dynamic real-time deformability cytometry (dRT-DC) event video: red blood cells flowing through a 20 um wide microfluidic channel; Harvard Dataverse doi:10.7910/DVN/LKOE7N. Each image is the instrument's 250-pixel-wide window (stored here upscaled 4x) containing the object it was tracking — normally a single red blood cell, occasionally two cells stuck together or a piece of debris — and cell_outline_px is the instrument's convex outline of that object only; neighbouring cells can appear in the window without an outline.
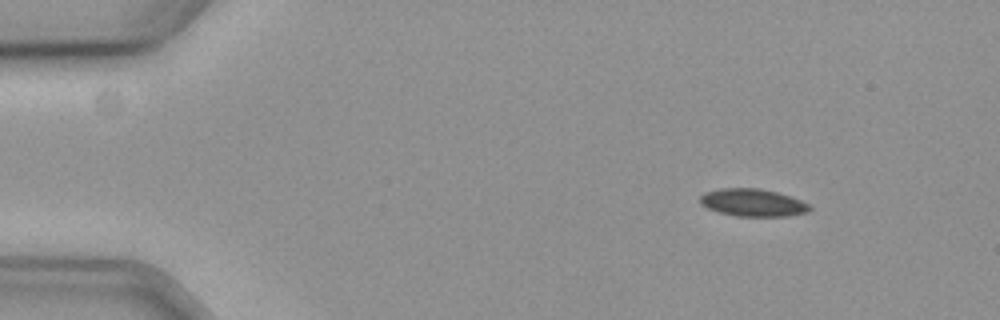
{"species": "common noctule bat (a hibernating species)", "species_latin": "Nyctalus noctula", "temperature_condition": "cold", "stored_images_in_passage": 52, "camera_frame_rate_fps": 3000, "um_per_image_px": 0.085, "animal": {"sex": "female", "body_mass_g": 19.3, "forearm_length_mm": 54.1}, "frame": {"image": 1, "passage_image": 1, "time_ms": 0.0, "image_size_px": [1000, 320], "cell_outline_px": [[812, 208], [808, 212], [788, 216], [736, 216], [720, 212], [708, 208], [700, 204], [700, 196], [704, 192], [720, 188], [760, 188], [792, 196], [808, 204]], "centroid_in_image_um": [63.99, 17.22], "position_along_channel_um": 21.0, "area_um2": 17.63}}
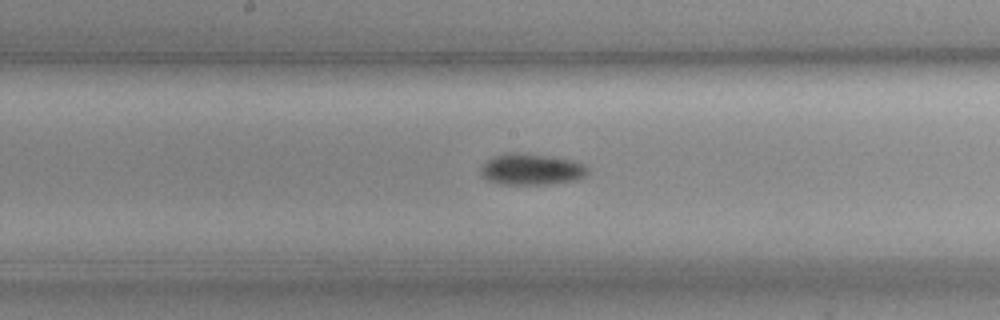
{"frame": {"image": 2, "passage_image": 24, "time_ms": 7.667, "image_size_px": [1000, 320], "cell_outline_px": [[588, 172], [584, 176], [576, 180], [548, 184], [500, 184], [488, 180], [480, 176], [480, 168], [492, 156], [508, 152], [516, 152], [548, 156], [572, 160], [584, 164], [588, 168]], "centroid_in_image_um": [45.14, 14.39], "position_along_channel_um": 203.1, "area_um2": 19.54}}
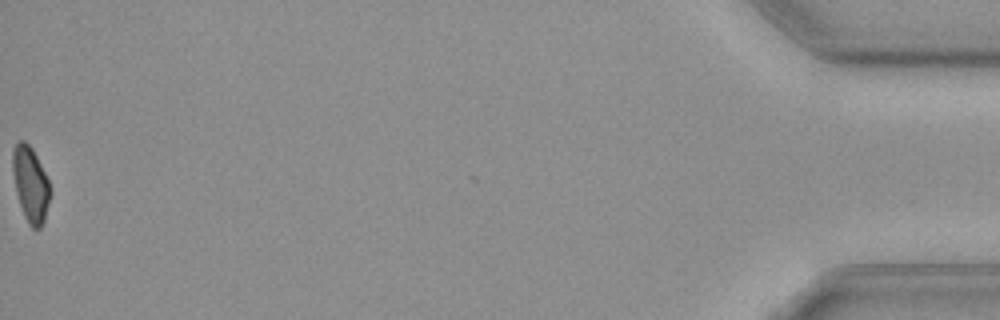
{"frame": {"image": 3, "passage_image": 52, "time_ms": 17.0, "image_size_px": [1000, 320], "cell_outline_px": [[52, 192], [44, 220], [40, 228], [32, 228], [28, 224], [24, 216], [16, 192], [12, 172], [12, 152], [16, 144], [20, 140], [24, 140], [32, 148], [52, 188]], "centroid_in_image_um": [2.6, 15.67], "position_along_channel_um": 432.6, "area_um2": 16.47}, "authors_computed_cell_mechanics": {"area_um2": 17.9758, "velocity_mm_per_s": 3.5965, "shape_relaxation_time_tau1_ms": 8.1235, "shape_relaxation_time_tau2_ms": null, "deformation_change_tau1": 0.0899, "deformation_change_tau2": null}}